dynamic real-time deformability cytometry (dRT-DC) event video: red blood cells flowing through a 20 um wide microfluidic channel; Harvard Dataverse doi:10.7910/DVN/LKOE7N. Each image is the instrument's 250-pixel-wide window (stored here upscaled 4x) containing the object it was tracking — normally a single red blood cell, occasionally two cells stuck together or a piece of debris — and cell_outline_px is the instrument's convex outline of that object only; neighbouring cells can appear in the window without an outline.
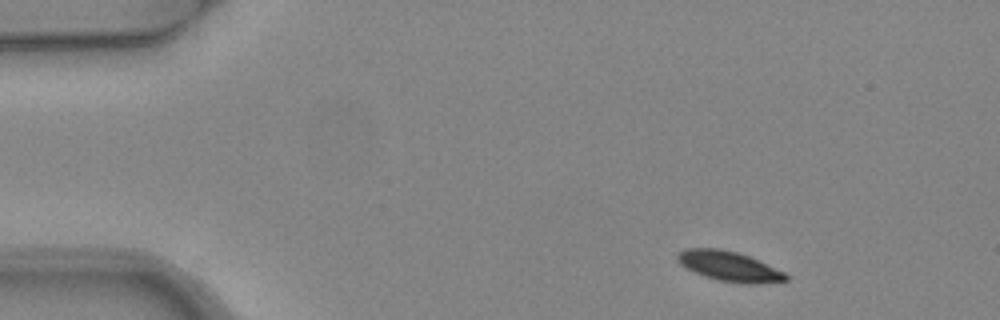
{"species": "common noctule bat (a hibernating species)", "species_latin": "Nyctalus noctula", "temperature_condition": "warm", "stored_images_in_passage": 6, "camera_frame_rate_fps": 3000, "um_per_image_px": 0.085, "animal": {"sex": "female", "body_mass_g": 24.6, "forearm_length_mm": 56.2}, "frame": {"image": 1, "passage_image": 1, "time_ms": 0.0, "image_size_px": [1000, 320], "cell_outline_px": [[788, 280], [760, 284], [740, 284], [716, 280], [704, 276], [680, 264], [676, 260], [676, 256], [680, 252], [688, 248], [720, 248], [736, 252], [748, 256], [784, 272], [788, 276]], "centroid_in_image_um": [61.98, 22.65], "position_along_channel_um": 23.0, "area_um2": 18.84}}
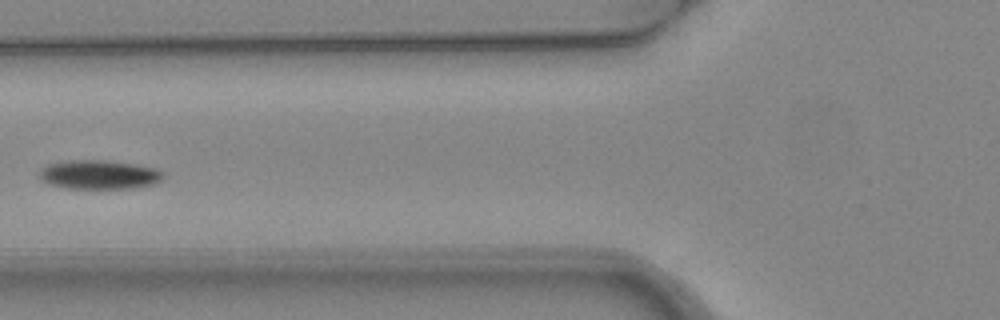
{"frame": {"image": 2, "passage_image": 5, "time_ms": 1.333, "image_size_px": [1000, 320], "cell_outline_px": [[164, 176], [160, 180], [152, 184], [132, 188], [68, 188], [48, 184], [40, 180], [40, 168], [48, 164], [68, 160], [104, 160], [136, 164], [160, 168], [164, 172]], "centroid_in_image_um": [8.44, 14.83], "position_along_channel_um": 117.4, "area_um2": 21.1}}
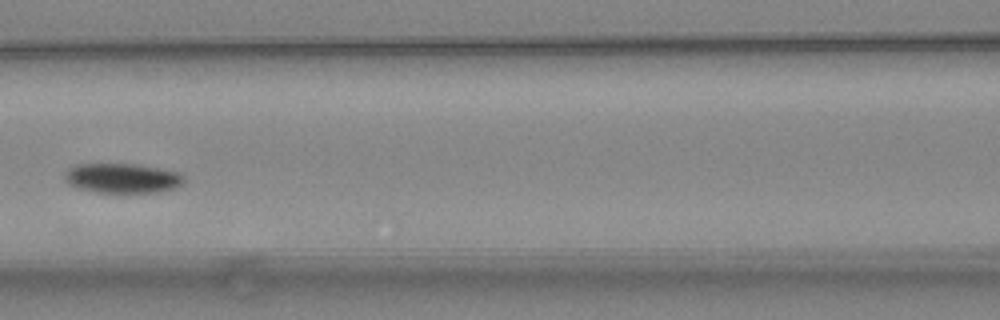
{"frame": {"image": 3, "passage_image": 6, "time_ms": 1.667, "image_size_px": [1000, 320], "cell_outline_px": [[184, 180], [176, 188], [160, 192], [96, 192], [76, 188], [68, 184], [64, 180], [64, 172], [68, 168], [76, 164], [136, 164], [180, 172], [184, 176]], "centroid_in_image_um": [10.36, 15.14], "position_along_channel_um": 156.2, "area_um2": 20.81}}